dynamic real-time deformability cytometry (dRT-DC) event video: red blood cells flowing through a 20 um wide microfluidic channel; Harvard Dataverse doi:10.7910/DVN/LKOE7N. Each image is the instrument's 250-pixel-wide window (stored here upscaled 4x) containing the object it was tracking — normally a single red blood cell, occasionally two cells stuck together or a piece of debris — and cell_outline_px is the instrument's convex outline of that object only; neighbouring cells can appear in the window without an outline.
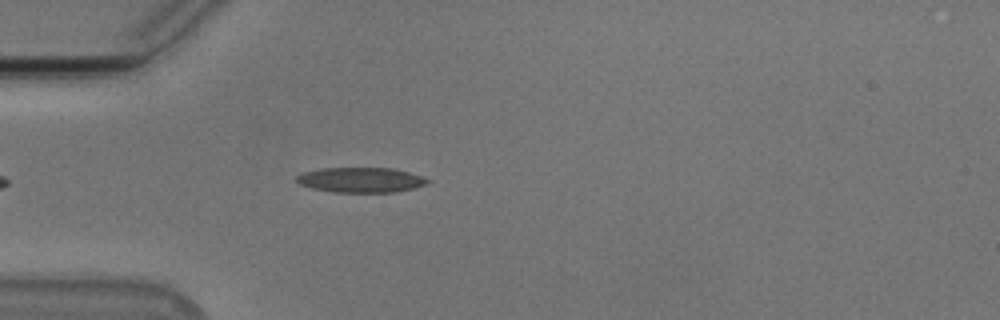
{"species": "Egyptian fruit bat (a non-hibernating species)", "species_latin": "Rousettus aegyptiacus", "temperature_condition": "cold", "stored_images_in_passage": 39, "camera_frame_rate_fps": 3000, "um_per_image_px": 0.085, "animal": {"sex": "male"}, "frame": {"image": 1, "passage_image": 1, "time_ms": 0.0, "image_size_px": [1000, 320], "cell_outline_px": [[432, 180], [428, 184], [396, 192], [336, 192], [312, 188], [300, 184], [296, 180], [296, 176], [304, 172], [320, 168], [392, 168], [408, 172]], "centroid_in_image_um": [30.68, 15.29], "position_along_channel_um": 54.3, "area_um2": 19.02}}
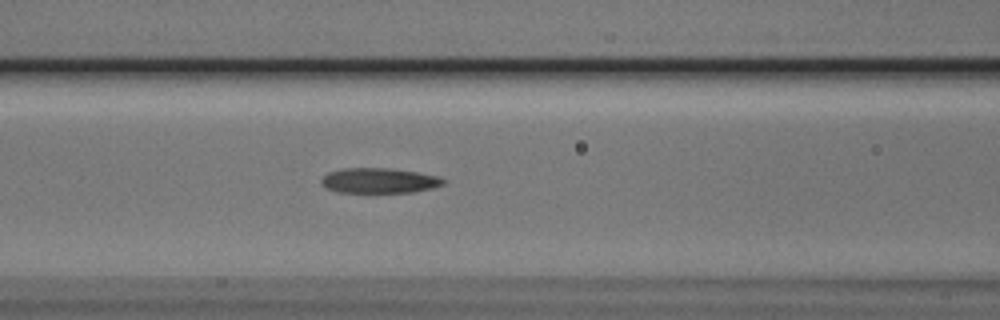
{"frame": {"image": 2, "passage_image": 8, "time_ms": 2.333, "image_size_px": [1000, 320], "cell_outline_px": [[448, 180], [444, 184], [432, 188], [412, 192], [336, 192], [328, 188], [320, 180], [328, 172], [340, 168], [388, 168], [416, 172], [436, 176]], "centroid_in_image_um": [32.24, 15.34], "position_along_channel_um": 134.4, "area_um2": 17.74}}
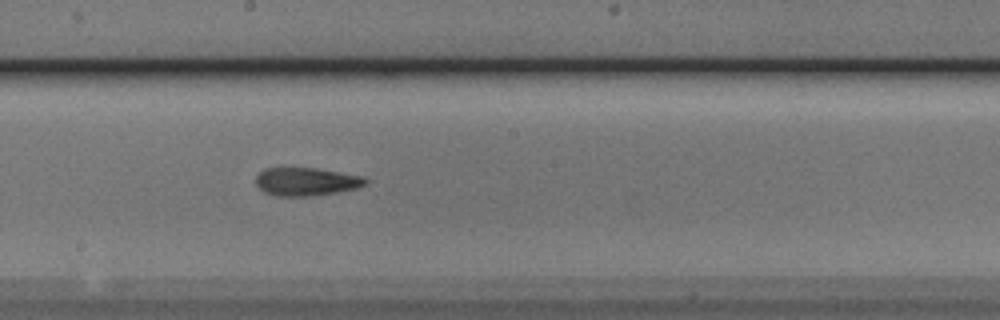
{"frame": {"image": 3, "passage_image": 15, "time_ms": 4.667, "image_size_px": [1000, 320], "cell_outline_px": [[368, 184], [356, 188], [340, 192], [312, 196], [276, 196], [264, 192], [256, 184], [256, 176], [264, 168], [316, 168], [364, 176], [368, 180]], "centroid_in_image_um": [26.06, 15.44], "position_along_channel_um": 222.1, "area_um2": 18.15}, "authors_computed_cell_mechanics": {"area_um2": 17.8602, "velocity_mm_per_s": 3.7758, "shape_relaxation_time_tau1_ms": null, "shape_relaxation_time_tau2_ms": 5.1554, "deformation_change_tau1": null, "deformation_change_tau2": 0.1558}}